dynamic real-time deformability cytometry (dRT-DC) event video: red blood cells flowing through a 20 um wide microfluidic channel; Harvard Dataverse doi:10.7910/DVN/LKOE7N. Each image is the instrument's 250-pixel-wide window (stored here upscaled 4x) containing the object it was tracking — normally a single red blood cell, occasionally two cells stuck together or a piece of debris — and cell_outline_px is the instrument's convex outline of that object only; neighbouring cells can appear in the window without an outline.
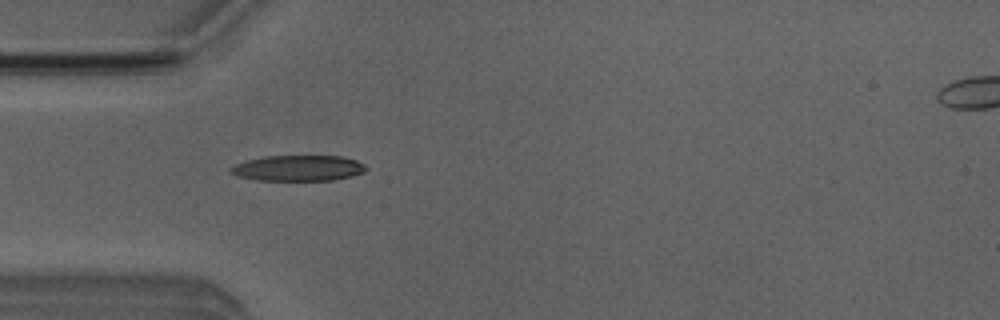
{"species": "Egyptian fruit bat (a non-hibernating species)", "species_latin": "Rousettus aegyptiacus", "temperature_condition": "room temperature", "stored_images_in_passage": 2, "camera_frame_rate_fps": 3000, "um_per_image_px": 0.085, "animal": {"sex": "male"}, "frame": {"image": 1, "passage_image": 1, "time_ms": 0.0, "image_size_px": [1000, 320], "cell_outline_px": [[368, 168], [364, 172], [352, 176], [332, 180], [256, 180], [236, 176], [228, 172], [228, 168], [244, 160], [264, 156], [344, 156], [356, 160], [364, 164]], "centroid_in_image_um": [25.31, 14.29], "position_along_channel_um": 59.7, "area_um2": 20.52}}